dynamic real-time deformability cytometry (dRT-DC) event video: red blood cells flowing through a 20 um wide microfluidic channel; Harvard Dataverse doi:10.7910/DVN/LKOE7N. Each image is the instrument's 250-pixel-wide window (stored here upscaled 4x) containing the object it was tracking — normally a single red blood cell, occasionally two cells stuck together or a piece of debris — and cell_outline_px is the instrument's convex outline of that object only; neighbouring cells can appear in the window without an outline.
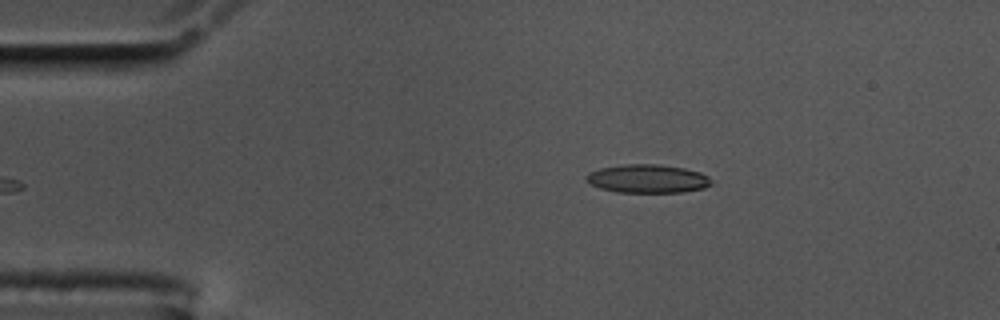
{"species": "common noctule bat (a hibernating species)", "species_latin": "Nyctalus noctula", "temperature_condition": "cold", "stored_images_in_passage": 40, "camera_frame_rate_fps": 3000, "um_per_image_px": 0.085, "animal": {"sex": "male", "body_mass_g": 17.5, "forearm_length_mm": 52.3}, "frame": {"image": 1, "passage_image": 1, "time_ms": 0.0, "image_size_px": [1000, 320], "cell_outline_px": [[712, 184], [704, 188], [684, 192], [616, 192], [600, 188], [584, 180], [584, 176], [588, 172], [600, 168], [624, 164], [656, 164], [684, 168], [700, 172], [708, 176], [712, 180]], "centroid_in_image_um": [55.03, 15.19], "position_along_channel_um": 30.0, "area_um2": 20.87}}
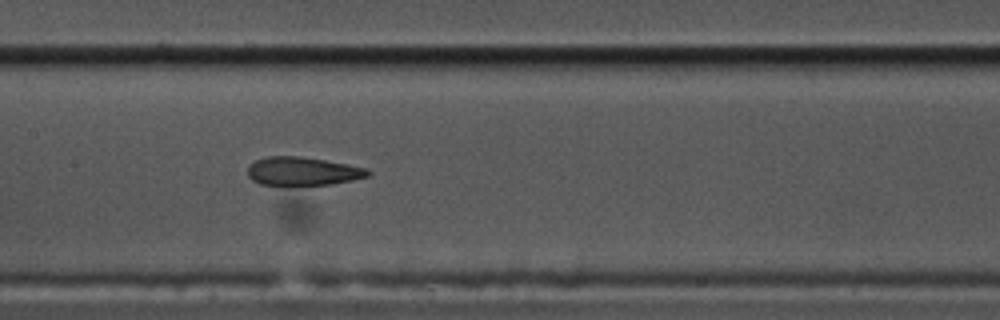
{"frame": {"image": 2, "passage_image": 18, "time_ms": 5.667, "image_size_px": [1000, 320], "cell_outline_px": [[372, 172], [368, 176], [352, 180], [328, 184], [288, 188], [260, 184], [252, 180], [248, 176], [248, 164], [256, 160], [268, 156], [300, 156], [348, 164], [364, 168]], "centroid_in_image_um": [25.66, 14.59], "position_along_channel_um": 181.7, "area_um2": 20.58}}
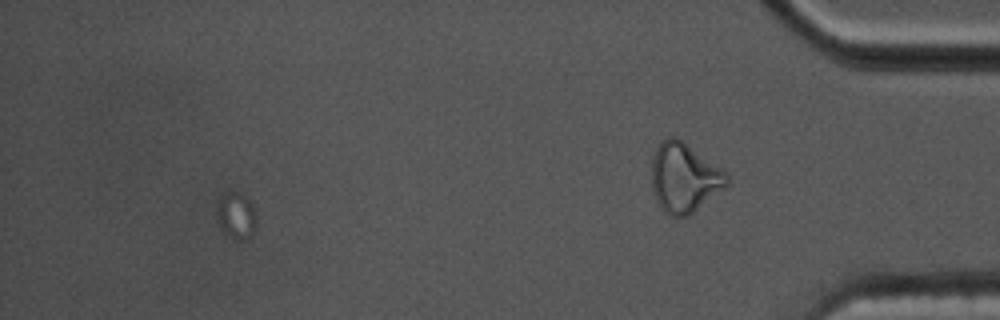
{"frame": {"image": 3, "passage_image": 35, "time_ms": 11.333, "image_size_px": [1000, 320], "cell_outline_px": [[256, 232], [248, 240], [232, 240], [224, 232], [220, 224], [216, 212], [216, 204], [220, 192], [240, 192], [248, 196], [252, 200], [256, 212]], "centroid_in_image_um": [20.11, 18.3], "position_along_channel_um": 415.1, "area_um2": 11.56}, "authors_computed_cell_mechanics": {"area_um2": 20.4323, "velocity_mm_per_s": 3.5398, "shape_relaxation_time_tau1_ms": 7.5518, "shape_relaxation_time_tau2_ms": 2.4977, "deformation_change_tau1": 0.2107, "deformation_change_tau2": 0.1143}}